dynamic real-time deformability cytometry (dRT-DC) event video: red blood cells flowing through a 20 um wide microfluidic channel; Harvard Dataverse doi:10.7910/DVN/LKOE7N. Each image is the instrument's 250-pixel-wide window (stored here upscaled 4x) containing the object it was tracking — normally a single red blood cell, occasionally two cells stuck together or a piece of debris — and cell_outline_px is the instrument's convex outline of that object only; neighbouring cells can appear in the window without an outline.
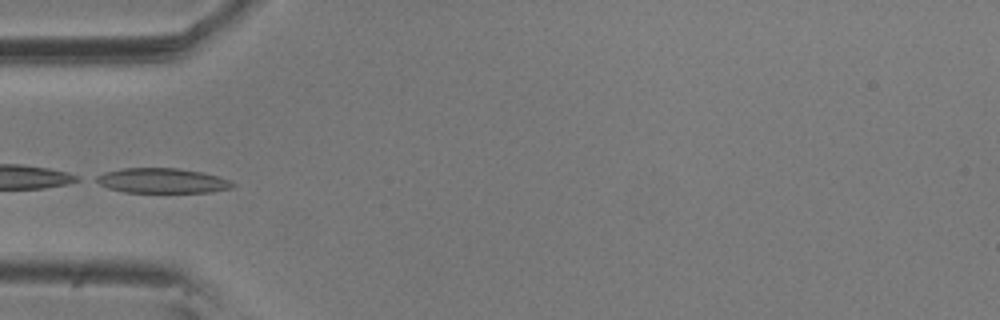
{"species": "common noctule bat (a hibernating species)", "species_latin": "Nyctalus noctula", "temperature_condition": "room temperature", "stored_images_in_passage": 6, "camera_frame_rate_fps": 3000, "um_per_image_px": 0.085, "animal": {"sex": "male", "body_mass_g": 20.5, "forearm_length_mm": 52.5}, "frame": {"image": 1, "passage_image": 4, "time_ms": 1.0, "image_size_px": [1000, 320], "cell_outline_px": [[236, 184], [232, 188], [212, 192], [124, 192], [108, 188], [92, 180], [96, 176], [104, 172], [124, 168], [180, 168], [204, 172], [228, 180]], "centroid_in_image_um": [13.77, 15.35], "position_along_channel_um": 71.2, "area_um2": 19.88}}
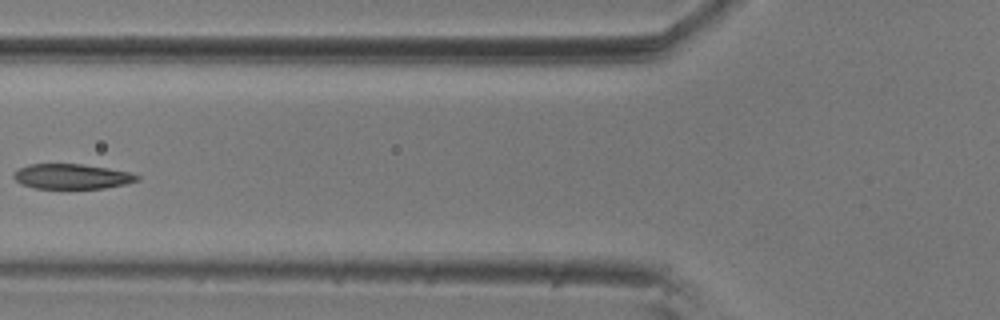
{"frame": {"image": 2, "passage_image": 5, "time_ms": 1.333, "image_size_px": [1000, 320], "cell_outline_px": [[140, 180], [124, 184], [104, 188], [36, 188], [20, 184], [12, 176], [20, 168], [28, 164], [80, 164], [108, 168], [128, 172], [140, 176]], "centroid_in_image_um": [6.1, 15.0], "position_along_channel_um": 119.7, "area_um2": 17.8}}
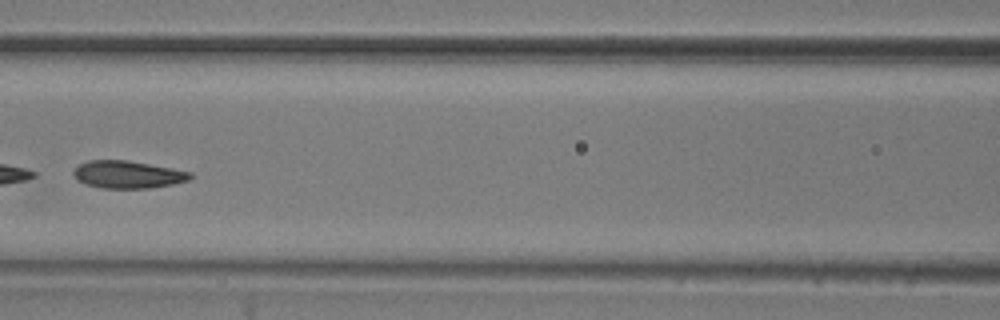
{"frame": {"image": 3, "passage_image": 6, "time_ms": 1.667, "image_size_px": [1000, 320], "cell_outline_px": [[192, 176], [188, 180], [172, 184], [148, 188], [100, 188], [84, 184], [76, 180], [72, 172], [80, 164], [88, 160], [128, 160], [172, 168], [192, 172]], "centroid_in_image_um": [10.82, 14.83], "position_along_channel_um": 155.8, "area_um2": 18.73}}